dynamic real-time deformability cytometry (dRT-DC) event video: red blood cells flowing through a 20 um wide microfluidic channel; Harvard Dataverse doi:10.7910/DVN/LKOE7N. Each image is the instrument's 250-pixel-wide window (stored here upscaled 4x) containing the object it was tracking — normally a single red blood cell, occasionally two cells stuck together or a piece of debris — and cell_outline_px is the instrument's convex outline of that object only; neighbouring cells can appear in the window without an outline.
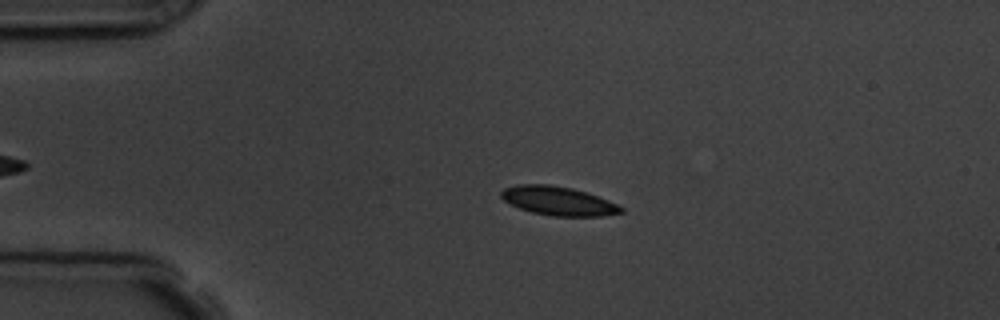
{"species": "common noctule bat (a hibernating species)", "species_latin": "Nyctalus noctula", "temperature_condition": "room temperature", "stored_images_in_passage": 3, "camera_frame_rate_fps": 3000, "um_per_image_px": 0.085, "animal": {"sex": "male", "body_mass_g": 19.5, "forearm_length_mm": 54.6}, "frame": {"image": 1, "passage_image": 2, "time_ms": 1.333, "image_size_px": [1000, 320], "cell_outline_px": [[624, 212], [604, 216], [552, 216], [532, 212], [520, 208], [504, 200], [500, 196], [500, 192], [504, 188], [516, 184], [548, 184], [572, 188], [608, 200], [624, 208]], "centroid_in_image_um": [47.44, 17.08], "position_along_channel_um": 37.6, "area_um2": 20.06}}